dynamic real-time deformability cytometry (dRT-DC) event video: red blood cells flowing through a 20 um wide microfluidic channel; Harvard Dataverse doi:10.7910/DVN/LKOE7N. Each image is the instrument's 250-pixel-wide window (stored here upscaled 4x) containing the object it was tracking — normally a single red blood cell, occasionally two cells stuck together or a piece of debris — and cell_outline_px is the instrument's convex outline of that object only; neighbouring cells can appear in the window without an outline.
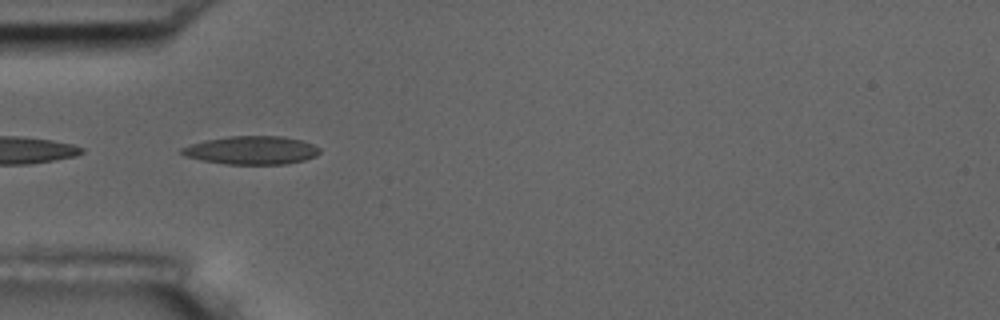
{"species": "common noctule bat (a hibernating species)", "species_latin": "Nyctalus noctula", "temperature_condition": "room temperature", "stored_images_in_passage": 5, "camera_frame_rate_fps": 3000, "um_per_image_px": 0.085, "animal": {"sex": "male", "body_mass_g": 17.5, "forearm_length_mm": 52.3}, "frame": {"image": 1, "passage_image": 4, "time_ms": 4.333, "image_size_px": [1000, 320], "cell_outline_px": [[320, 152], [316, 156], [304, 160], [284, 164], [224, 164], [184, 156], [180, 152], [180, 148], [204, 140], [228, 136], [284, 136], [300, 140], [312, 144], [320, 148]], "centroid_in_image_um": [21.38, 12.76], "position_along_channel_um": 63.6, "area_um2": 22.72}}